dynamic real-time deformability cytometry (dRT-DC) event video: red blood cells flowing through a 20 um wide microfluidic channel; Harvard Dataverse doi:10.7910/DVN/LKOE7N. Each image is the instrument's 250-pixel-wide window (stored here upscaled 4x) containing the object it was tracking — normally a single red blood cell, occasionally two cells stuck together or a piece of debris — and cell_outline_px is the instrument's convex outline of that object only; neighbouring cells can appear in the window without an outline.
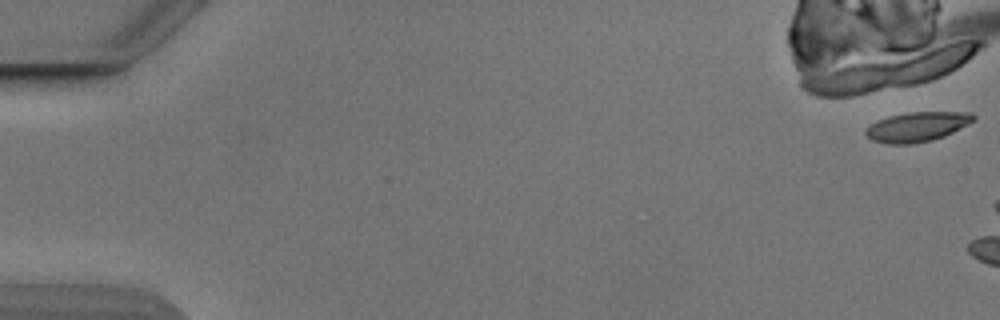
{"species": "Egyptian fruit bat (a non-hibernating species)", "species_latin": "Rousettus aegyptiacus", "temperature_condition": "cold", "stored_images_in_passage": 7, "camera_frame_rate_fps": 3000, "um_per_image_px": 0.085, "animal": {"sex": "male"}, "frame": {"image": 1, "passage_image": 1, "time_ms": 0.0, "image_size_px": [1000, 320], "cell_outline_px": [[976, 120], [944, 136], [932, 140], [912, 144], [888, 144], [872, 140], [864, 132], [872, 124], [880, 120], [892, 116], [908, 112], [972, 112], [976, 116]], "centroid_in_image_um": [78.01, 10.78], "position_along_channel_um": 7.0, "area_um2": 18.38}}